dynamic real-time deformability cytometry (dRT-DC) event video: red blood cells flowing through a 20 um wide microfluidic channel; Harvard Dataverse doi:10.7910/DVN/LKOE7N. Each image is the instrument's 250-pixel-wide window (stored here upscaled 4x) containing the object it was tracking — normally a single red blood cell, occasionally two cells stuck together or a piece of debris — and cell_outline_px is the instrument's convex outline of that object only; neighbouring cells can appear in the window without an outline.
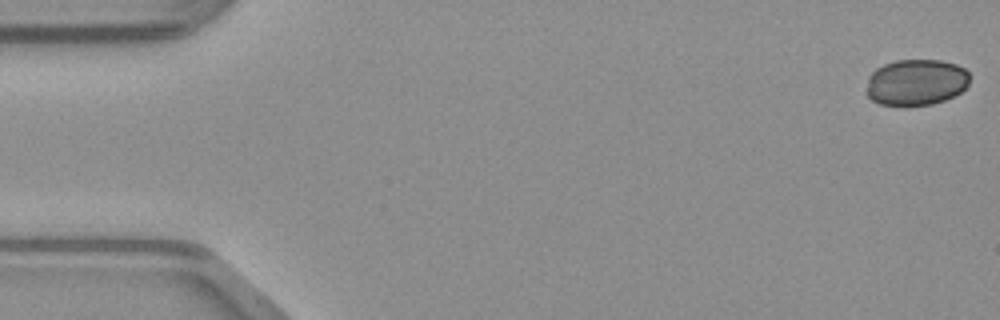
{"species": "common noctule bat (a hibernating species)", "species_latin": "Nyctalus noctula", "temperature_condition": "warm", "stored_images_in_passage": 14, "camera_frame_rate_fps": 3000, "um_per_image_px": 0.085, "animal": {"sex": "male", "body_mass_g": 23.1, "forearm_length_mm": 52.7}, "frame": {"image": 1, "passage_image": 1, "time_ms": 0.0, "image_size_px": [1000, 320], "cell_outline_px": [[968, 84], [960, 92], [944, 100], [932, 104], [880, 104], [872, 100], [864, 92], [868, 76], [876, 68], [884, 64], [896, 60], [940, 60], [956, 64], [964, 68], [968, 72]], "centroid_in_image_um": [77.83, 6.97], "position_along_channel_um": 7.2, "area_um2": 27.69}}